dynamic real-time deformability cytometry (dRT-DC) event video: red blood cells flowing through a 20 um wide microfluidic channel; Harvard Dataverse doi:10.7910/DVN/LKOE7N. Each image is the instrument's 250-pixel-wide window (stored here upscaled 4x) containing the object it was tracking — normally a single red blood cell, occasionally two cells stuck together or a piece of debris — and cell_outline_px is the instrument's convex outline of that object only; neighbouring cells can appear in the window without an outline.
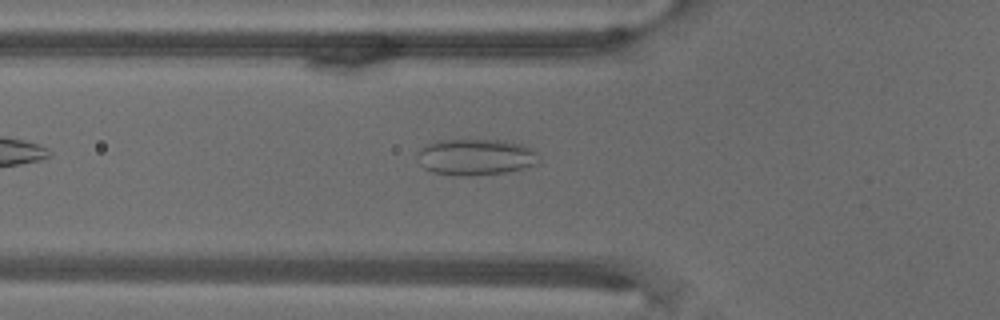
{"species": "common noctule bat (a hibernating species)", "species_latin": "Nyctalus noctula", "temperature_condition": "warm", "stored_images_in_passage": 57, "camera_frame_rate_fps": 3000, "um_per_image_px": 0.085, "animal": {"sex": "male", "body_mass_g": 18.8}, "frame": {"image": 1, "passage_image": 11, "time_ms": 3.333, "image_size_px": [1000, 320], "cell_outline_px": [[540, 164], [524, 168], [504, 172], [468, 176], [452, 176], [432, 172], [424, 168], [416, 160], [416, 152], [420, 148], [436, 140], [504, 140], [524, 144], [532, 148], [540, 156]], "centroid_in_image_um": [40.43, 13.35], "position_along_channel_um": 85.4, "area_um2": 26.3}}
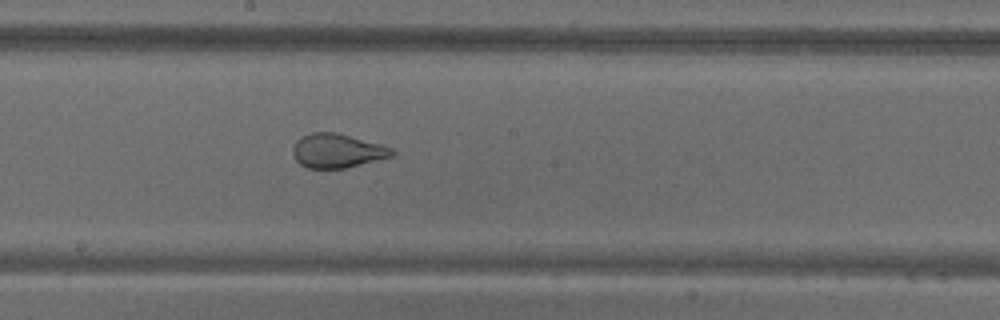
{"frame": {"image": 2, "passage_image": 25, "time_ms": 8.0, "image_size_px": [1000, 320], "cell_outline_px": [[396, 152], [392, 156], [344, 168], [308, 168], [300, 164], [296, 160], [292, 152], [292, 148], [296, 140], [312, 132], [336, 132], [380, 144], [392, 148]], "centroid_in_image_um": [28.64, 12.81], "position_along_channel_um": 219.6, "area_um2": 19.48}}
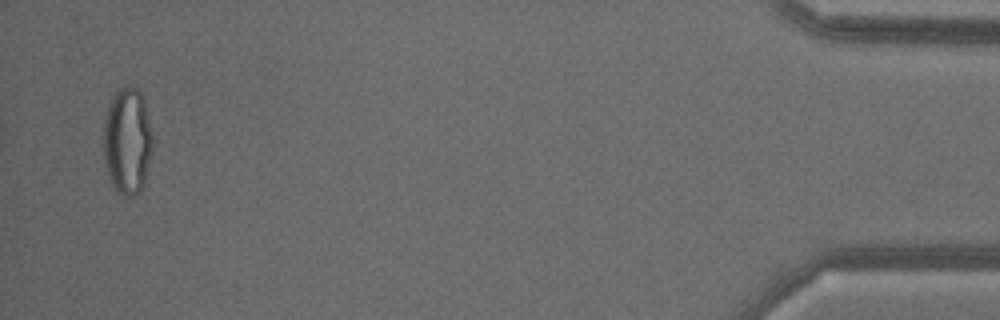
{"frame": {"image": 3, "passage_image": 55, "time_ms": 18.0, "image_size_px": [1000, 320], "cell_outline_px": [[152, 148], [144, 184], [140, 192], [132, 196], [120, 196], [116, 192], [112, 184], [104, 160], [104, 116], [108, 104], [112, 96], [120, 88], [136, 88], [140, 92], [144, 100], [152, 136]], "centroid_in_image_um": [10.81, 12.02], "position_along_channel_um": 424.4, "area_um2": 30.46}}